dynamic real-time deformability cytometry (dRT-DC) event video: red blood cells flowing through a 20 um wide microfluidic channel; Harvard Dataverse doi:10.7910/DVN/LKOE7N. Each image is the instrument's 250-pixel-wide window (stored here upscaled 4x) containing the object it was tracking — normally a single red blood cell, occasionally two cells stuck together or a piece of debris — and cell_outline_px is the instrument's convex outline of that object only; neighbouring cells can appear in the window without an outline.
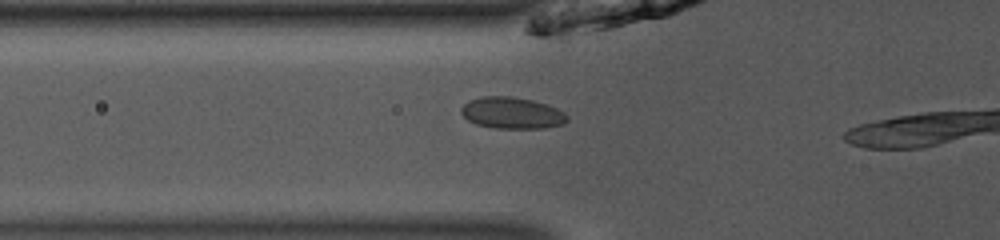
{"species": "common noctule bat (a hibernating species)", "species_latin": "Nyctalus noctula", "temperature_condition": "room temperature", "stored_images_in_passage": 37, "camera_frame_rate_fps": 3000, "um_per_image_px": 0.085, "animal": {"sex": "male", "body_mass_g": 13.0, "forearm_length_mm": 53.1}, "frame": {"image": 1, "passage_image": 13, "time_ms": 4.0, "image_size_px": [1000, 240], "cell_outline_px": [[568, 120], [564, 124], [544, 128], [496, 128], [476, 124], [468, 120], [460, 112], [460, 108], [468, 100], [480, 96], [508, 96], [532, 100], [556, 108], [564, 112], [568, 116]], "centroid_in_image_um": [43.5, 9.6], "position_along_channel_um": 82.3, "area_um2": 19.48}}
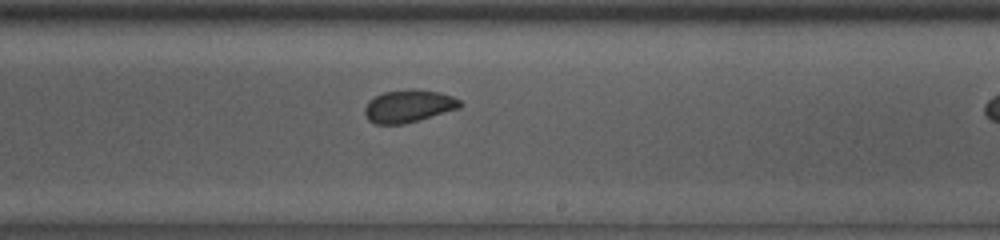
{"frame": {"image": 2, "passage_image": 26, "time_ms": 8.333, "image_size_px": [1000, 240], "cell_outline_px": [[464, 104], [460, 108], [404, 124], [376, 124], [368, 120], [364, 112], [364, 108], [368, 100], [384, 92], [440, 92], [452, 96], [460, 100]], "centroid_in_image_um": [34.72, 9.07], "position_along_channel_um": 254.3, "area_um2": 17.4}}
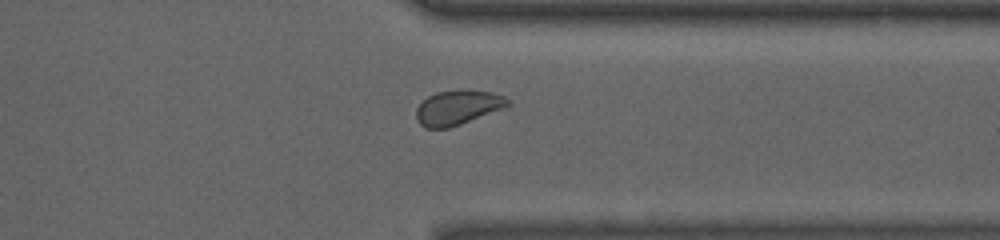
{"frame": {"image": 3, "passage_image": 35, "time_ms": 11.333, "image_size_px": [1000, 240], "cell_outline_px": [[512, 104], [504, 108], [460, 124], [448, 128], [424, 128], [420, 124], [416, 116], [416, 108], [428, 96], [436, 92], [460, 88], [492, 92], [504, 96], [512, 100]], "centroid_in_image_um": [38.94, 9.11], "position_along_channel_um": 372.5, "area_um2": 18.73}}